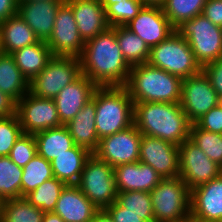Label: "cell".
<instances>
[{
    "label": "cell",
    "mask_w": 222,
    "mask_h": 222,
    "mask_svg": "<svg viewBox=\"0 0 222 222\" xmlns=\"http://www.w3.org/2000/svg\"><path fill=\"white\" fill-rule=\"evenodd\" d=\"M81 74L98 87L125 86L131 66L116 40L115 27L87 40L79 57Z\"/></svg>",
    "instance_id": "6da1fadb"
},
{
    "label": "cell",
    "mask_w": 222,
    "mask_h": 222,
    "mask_svg": "<svg viewBox=\"0 0 222 222\" xmlns=\"http://www.w3.org/2000/svg\"><path fill=\"white\" fill-rule=\"evenodd\" d=\"M134 125L149 135L180 146L189 139L191 123L180 103H134Z\"/></svg>",
    "instance_id": "7a4b0ae2"
},
{
    "label": "cell",
    "mask_w": 222,
    "mask_h": 222,
    "mask_svg": "<svg viewBox=\"0 0 222 222\" xmlns=\"http://www.w3.org/2000/svg\"><path fill=\"white\" fill-rule=\"evenodd\" d=\"M133 103H180L182 79L149 63L131 66L124 86Z\"/></svg>",
    "instance_id": "3957f363"
},
{
    "label": "cell",
    "mask_w": 222,
    "mask_h": 222,
    "mask_svg": "<svg viewBox=\"0 0 222 222\" xmlns=\"http://www.w3.org/2000/svg\"><path fill=\"white\" fill-rule=\"evenodd\" d=\"M95 125L99 140L134 124V103L124 86L95 90Z\"/></svg>",
    "instance_id": "277c9868"
},
{
    "label": "cell",
    "mask_w": 222,
    "mask_h": 222,
    "mask_svg": "<svg viewBox=\"0 0 222 222\" xmlns=\"http://www.w3.org/2000/svg\"><path fill=\"white\" fill-rule=\"evenodd\" d=\"M155 222H190L191 191L180 178H164L150 191Z\"/></svg>",
    "instance_id": "5b68a950"
},
{
    "label": "cell",
    "mask_w": 222,
    "mask_h": 222,
    "mask_svg": "<svg viewBox=\"0 0 222 222\" xmlns=\"http://www.w3.org/2000/svg\"><path fill=\"white\" fill-rule=\"evenodd\" d=\"M148 63L181 79L197 75L202 70L188 41L176 30L151 48Z\"/></svg>",
    "instance_id": "8992f818"
},
{
    "label": "cell",
    "mask_w": 222,
    "mask_h": 222,
    "mask_svg": "<svg viewBox=\"0 0 222 222\" xmlns=\"http://www.w3.org/2000/svg\"><path fill=\"white\" fill-rule=\"evenodd\" d=\"M175 30L188 41L201 67L222 58L221 27L213 24L203 14L183 21Z\"/></svg>",
    "instance_id": "52a82bcc"
},
{
    "label": "cell",
    "mask_w": 222,
    "mask_h": 222,
    "mask_svg": "<svg viewBox=\"0 0 222 222\" xmlns=\"http://www.w3.org/2000/svg\"><path fill=\"white\" fill-rule=\"evenodd\" d=\"M77 186L99 210H105L117 200L114 167L94 153L85 161Z\"/></svg>",
    "instance_id": "ba28073f"
},
{
    "label": "cell",
    "mask_w": 222,
    "mask_h": 222,
    "mask_svg": "<svg viewBox=\"0 0 222 222\" xmlns=\"http://www.w3.org/2000/svg\"><path fill=\"white\" fill-rule=\"evenodd\" d=\"M80 75L79 58L53 56L46 67L29 82V92L37 97L54 99Z\"/></svg>",
    "instance_id": "9c48e42d"
},
{
    "label": "cell",
    "mask_w": 222,
    "mask_h": 222,
    "mask_svg": "<svg viewBox=\"0 0 222 222\" xmlns=\"http://www.w3.org/2000/svg\"><path fill=\"white\" fill-rule=\"evenodd\" d=\"M222 174V167L212 161L190 139L179 146V177L189 190L205 184Z\"/></svg>",
    "instance_id": "30bf717a"
},
{
    "label": "cell",
    "mask_w": 222,
    "mask_h": 222,
    "mask_svg": "<svg viewBox=\"0 0 222 222\" xmlns=\"http://www.w3.org/2000/svg\"><path fill=\"white\" fill-rule=\"evenodd\" d=\"M16 114L23 133L34 135L63 125L54 99L37 97L30 92L17 102Z\"/></svg>",
    "instance_id": "8fae6325"
},
{
    "label": "cell",
    "mask_w": 222,
    "mask_h": 222,
    "mask_svg": "<svg viewBox=\"0 0 222 222\" xmlns=\"http://www.w3.org/2000/svg\"><path fill=\"white\" fill-rule=\"evenodd\" d=\"M142 133L133 124L129 128L99 140L94 154L112 167L139 161Z\"/></svg>",
    "instance_id": "7c38bea8"
},
{
    "label": "cell",
    "mask_w": 222,
    "mask_h": 222,
    "mask_svg": "<svg viewBox=\"0 0 222 222\" xmlns=\"http://www.w3.org/2000/svg\"><path fill=\"white\" fill-rule=\"evenodd\" d=\"M218 100L219 95L202 71L182 79L180 105L191 124L216 107Z\"/></svg>",
    "instance_id": "4fadbf2b"
},
{
    "label": "cell",
    "mask_w": 222,
    "mask_h": 222,
    "mask_svg": "<svg viewBox=\"0 0 222 222\" xmlns=\"http://www.w3.org/2000/svg\"><path fill=\"white\" fill-rule=\"evenodd\" d=\"M46 43L53 56H81L85 42L79 35L72 7L66 1L58 9L53 33Z\"/></svg>",
    "instance_id": "5bb4252c"
},
{
    "label": "cell",
    "mask_w": 222,
    "mask_h": 222,
    "mask_svg": "<svg viewBox=\"0 0 222 222\" xmlns=\"http://www.w3.org/2000/svg\"><path fill=\"white\" fill-rule=\"evenodd\" d=\"M139 161L150 165L163 179L179 177V146L170 142L142 134Z\"/></svg>",
    "instance_id": "9a60e30c"
},
{
    "label": "cell",
    "mask_w": 222,
    "mask_h": 222,
    "mask_svg": "<svg viewBox=\"0 0 222 222\" xmlns=\"http://www.w3.org/2000/svg\"><path fill=\"white\" fill-rule=\"evenodd\" d=\"M190 222H222V174L191 190Z\"/></svg>",
    "instance_id": "2e32d148"
},
{
    "label": "cell",
    "mask_w": 222,
    "mask_h": 222,
    "mask_svg": "<svg viewBox=\"0 0 222 222\" xmlns=\"http://www.w3.org/2000/svg\"><path fill=\"white\" fill-rule=\"evenodd\" d=\"M125 27L139 36L150 49L175 31L161 6L151 5H145Z\"/></svg>",
    "instance_id": "e0dca14e"
},
{
    "label": "cell",
    "mask_w": 222,
    "mask_h": 222,
    "mask_svg": "<svg viewBox=\"0 0 222 222\" xmlns=\"http://www.w3.org/2000/svg\"><path fill=\"white\" fill-rule=\"evenodd\" d=\"M65 1H19L17 14L34 31L40 41L47 42L53 33L58 9Z\"/></svg>",
    "instance_id": "ac0fdd59"
},
{
    "label": "cell",
    "mask_w": 222,
    "mask_h": 222,
    "mask_svg": "<svg viewBox=\"0 0 222 222\" xmlns=\"http://www.w3.org/2000/svg\"><path fill=\"white\" fill-rule=\"evenodd\" d=\"M98 86L81 74L54 98L60 122L66 125L92 99Z\"/></svg>",
    "instance_id": "d6986e66"
},
{
    "label": "cell",
    "mask_w": 222,
    "mask_h": 222,
    "mask_svg": "<svg viewBox=\"0 0 222 222\" xmlns=\"http://www.w3.org/2000/svg\"><path fill=\"white\" fill-rule=\"evenodd\" d=\"M117 192H150L162 179L150 165L140 161L114 167Z\"/></svg>",
    "instance_id": "ffe728a7"
},
{
    "label": "cell",
    "mask_w": 222,
    "mask_h": 222,
    "mask_svg": "<svg viewBox=\"0 0 222 222\" xmlns=\"http://www.w3.org/2000/svg\"><path fill=\"white\" fill-rule=\"evenodd\" d=\"M66 2L72 7L79 35L84 42L109 28L101 0H67Z\"/></svg>",
    "instance_id": "44dd1931"
},
{
    "label": "cell",
    "mask_w": 222,
    "mask_h": 222,
    "mask_svg": "<svg viewBox=\"0 0 222 222\" xmlns=\"http://www.w3.org/2000/svg\"><path fill=\"white\" fill-rule=\"evenodd\" d=\"M98 211L77 185H66L53 212L65 222H91Z\"/></svg>",
    "instance_id": "7402d4cb"
},
{
    "label": "cell",
    "mask_w": 222,
    "mask_h": 222,
    "mask_svg": "<svg viewBox=\"0 0 222 222\" xmlns=\"http://www.w3.org/2000/svg\"><path fill=\"white\" fill-rule=\"evenodd\" d=\"M95 92L92 99L67 124L75 145L94 153L99 144L95 125Z\"/></svg>",
    "instance_id": "603a6c76"
},
{
    "label": "cell",
    "mask_w": 222,
    "mask_h": 222,
    "mask_svg": "<svg viewBox=\"0 0 222 222\" xmlns=\"http://www.w3.org/2000/svg\"><path fill=\"white\" fill-rule=\"evenodd\" d=\"M90 155L91 152L87 149L74 145L51 161L54 177L66 185H77L85 161Z\"/></svg>",
    "instance_id": "cb8c5ba5"
},
{
    "label": "cell",
    "mask_w": 222,
    "mask_h": 222,
    "mask_svg": "<svg viewBox=\"0 0 222 222\" xmlns=\"http://www.w3.org/2000/svg\"><path fill=\"white\" fill-rule=\"evenodd\" d=\"M0 37L2 51L10 54L40 41L18 14L0 23Z\"/></svg>",
    "instance_id": "d4e9b609"
},
{
    "label": "cell",
    "mask_w": 222,
    "mask_h": 222,
    "mask_svg": "<svg viewBox=\"0 0 222 222\" xmlns=\"http://www.w3.org/2000/svg\"><path fill=\"white\" fill-rule=\"evenodd\" d=\"M12 56L29 82L46 67L48 61L53 57L45 41L23 47L13 52Z\"/></svg>",
    "instance_id": "484cf974"
},
{
    "label": "cell",
    "mask_w": 222,
    "mask_h": 222,
    "mask_svg": "<svg viewBox=\"0 0 222 222\" xmlns=\"http://www.w3.org/2000/svg\"><path fill=\"white\" fill-rule=\"evenodd\" d=\"M34 137L37 154L49 162L75 145L66 125L40 131Z\"/></svg>",
    "instance_id": "4316f807"
},
{
    "label": "cell",
    "mask_w": 222,
    "mask_h": 222,
    "mask_svg": "<svg viewBox=\"0 0 222 222\" xmlns=\"http://www.w3.org/2000/svg\"><path fill=\"white\" fill-rule=\"evenodd\" d=\"M0 90L16 102L29 92V81L20 71L10 53L0 54Z\"/></svg>",
    "instance_id": "83f0119b"
},
{
    "label": "cell",
    "mask_w": 222,
    "mask_h": 222,
    "mask_svg": "<svg viewBox=\"0 0 222 222\" xmlns=\"http://www.w3.org/2000/svg\"><path fill=\"white\" fill-rule=\"evenodd\" d=\"M115 35L122 55L130 66L148 63L151 49L139 36L125 26L115 27Z\"/></svg>",
    "instance_id": "f1b7e54d"
},
{
    "label": "cell",
    "mask_w": 222,
    "mask_h": 222,
    "mask_svg": "<svg viewBox=\"0 0 222 222\" xmlns=\"http://www.w3.org/2000/svg\"><path fill=\"white\" fill-rule=\"evenodd\" d=\"M43 215L25 197L0 202V222H42Z\"/></svg>",
    "instance_id": "f546056e"
},
{
    "label": "cell",
    "mask_w": 222,
    "mask_h": 222,
    "mask_svg": "<svg viewBox=\"0 0 222 222\" xmlns=\"http://www.w3.org/2000/svg\"><path fill=\"white\" fill-rule=\"evenodd\" d=\"M22 169L21 197H25L44 181L54 177L51 162L38 154H36Z\"/></svg>",
    "instance_id": "4dcf8cb0"
},
{
    "label": "cell",
    "mask_w": 222,
    "mask_h": 222,
    "mask_svg": "<svg viewBox=\"0 0 222 222\" xmlns=\"http://www.w3.org/2000/svg\"><path fill=\"white\" fill-rule=\"evenodd\" d=\"M22 167L9 156L0 157V202L21 198Z\"/></svg>",
    "instance_id": "1f68e13d"
},
{
    "label": "cell",
    "mask_w": 222,
    "mask_h": 222,
    "mask_svg": "<svg viewBox=\"0 0 222 222\" xmlns=\"http://www.w3.org/2000/svg\"><path fill=\"white\" fill-rule=\"evenodd\" d=\"M65 186L66 184L62 181L53 177L44 181L35 190L28 193L25 198L30 204L39 208L44 213L53 212Z\"/></svg>",
    "instance_id": "d6a6232c"
},
{
    "label": "cell",
    "mask_w": 222,
    "mask_h": 222,
    "mask_svg": "<svg viewBox=\"0 0 222 222\" xmlns=\"http://www.w3.org/2000/svg\"><path fill=\"white\" fill-rule=\"evenodd\" d=\"M207 0H165L161 5L170 24L176 28L185 20L202 14Z\"/></svg>",
    "instance_id": "836d02e7"
},
{
    "label": "cell",
    "mask_w": 222,
    "mask_h": 222,
    "mask_svg": "<svg viewBox=\"0 0 222 222\" xmlns=\"http://www.w3.org/2000/svg\"><path fill=\"white\" fill-rule=\"evenodd\" d=\"M109 27L125 26L133 20L145 4L141 0H121L115 4H102Z\"/></svg>",
    "instance_id": "e575fe53"
},
{
    "label": "cell",
    "mask_w": 222,
    "mask_h": 222,
    "mask_svg": "<svg viewBox=\"0 0 222 222\" xmlns=\"http://www.w3.org/2000/svg\"><path fill=\"white\" fill-rule=\"evenodd\" d=\"M189 139L222 167V134L209 132L191 124Z\"/></svg>",
    "instance_id": "d590c367"
},
{
    "label": "cell",
    "mask_w": 222,
    "mask_h": 222,
    "mask_svg": "<svg viewBox=\"0 0 222 222\" xmlns=\"http://www.w3.org/2000/svg\"><path fill=\"white\" fill-rule=\"evenodd\" d=\"M127 212L138 215H154L150 192H117V200Z\"/></svg>",
    "instance_id": "8d00e7d4"
},
{
    "label": "cell",
    "mask_w": 222,
    "mask_h": 222,
    "mask_svg": "<svg viewBox=\"0 0 222 222\" xmlns=\"http://www.w3.org/2000/svg\"><path fill=\"white\" fill-rule=\"evenodd\" d=\"M23 133L17 114L0 118V157L9 156L11 148Z\"/></svg>",
    "instance_id": "74e56055"
},
{
    "label": "cell",
    "mask_w": 222,
    "mask_h": 222,
    "mask_svg": "<svg viewBox=\"0 0 222 222\" xmlns=\"http://www.w3.org/2000/svg\"><path fill=\"white\" fill-rule=\"evenodd\" d=\"M37 154L36 140L33 134L22 133L9 154L10 159L19 167H24Z\"/></svg>",
    "instance_id": "f35d334b"
},
{
    "label": "cell",
    "mask_w": 222,
    "mask_h": 222,
    "mask_svg": "<svg viewBox=\"0 0 222 222\" xmlns=\"http://www.w3.org/2000/svg\"><path fill=\"white\" fill-rule=\"evenodd\" d=\"M105 211L114 222H155L154 215H138L126 211L117 201L108 206Z\"/></svg>",
    "instance_id": "ab89813d"
},
{
    "label": "cell",
    "mask_w": 222,
    "mask_h": 222,
    "mask_svg": "<svg viewBox=\"0 0 222 222\" xmlns=\"http://www.w3.org/2000/svg\"><path fill=\"white\" fill-rule=\"evenodd\" d=\"M198 128L222 134V107L217 105L194 123Z\"/></svg>",
    "instance_id": "60d3db41"
},
{
    "label": "cell",
    "mask_w": 222,
    "mask_h": 222,
    "mask_svg": "<svg viewBox=\"0 0 222 222\" xmlns=\"http://www.w3.org/2000/svg\"><path fill=\"white\" fill-rule=\"evenodd\" d=\"M218 95L222 94V58L207 63L201 70Z\"/></svg>",
    "instance_id": "b9f144b4"
},
{
    "label": "cell",
    "mask_w": 222,
    "mask_h": 222,
    "mask_svg": "<svg viewBox=\"0 0 222 222\" xmlns=\"http://www.w3.org/2000/svg\"><path fill=\"white\" fill-rule=\"evenodd\" d=\"M202 14L216 26H222V0H207Z\"/></svg>",
    "instance_id": "7bdbcfd3"
},
{
    "label": "cell",
    "mask_w": 222,
    "mask_h": 222,
    "mask_svg": "<svg viewBox=\"0 0 222 222\" xmlns=\"http://www.w3.org/2000/svg\"><path fill=\"white\" fill-rule=\"evenodd\" d=\"M17 102L0 90V118H8L16 114Z\"/></svg>",
    "instance_id": "ee69618b"
},
{
    "label": "cell",
    "mask_w": 222,
    "mask_h": 222,
    "mask_svg": "<svg viewBox=\"0 0 222 222\" xmlns=\"http://www.w3.org/2000/svg\"><path fill=\"white\" fill-rule=\"evenodd\" d=\"M19 0H0V23L17 15Z\"/></svg>",
    "instance_id": "f6af8a7d"
},
{
    "label": "cell",
    "mask_w": 222,
    "mask_h": 222,
    "mask_svg": "<svg viewBox=\"0 0 222 222\" xmlns=\"http://www.w3.org/2000/svg\"><path fill=\"white\" fill-rule=\"evenodd\" d=\"M91 222H114L105 210H99Z\"/></svg>",
    "instance_id": "bcb514c9"
},
{
    "label": "cell",
    "mask_w": 222,
    "mask_h": 222,
    "mask_svg": "<svg viewBox=\"0 0 222 222\" xmlns=\"http://www.w3.org/2000/svg\"><path fill=\"white\" fill-rule=\"evenodd\" d=\"M42 222H65L58 214L54 212H46L43 215Z\"/></svg>",
    "instance_id": "7dc6e473"
},
{
    "label": "cell",
    "mask_w": 222,
    "mask_h": 222,
    "mask_svg": "<svg viewBox=\"0 0 222 222\" xmlns=\"http://www.w3.org/2000/svg\"><path fill=\"white\" fill-rule=\"evenodd\" d=\"M145 5L161 6L165 0H141Z\"/></svg>",
    "instance_id": "c3c4849f"
},
{
    "label": "cell",
    "mask_w": 222,
    "mask_h": 222,
    "mask_svg": "<svg viewBox=\"0 0 222 222\" xmlns=\"http://www.w3.org/2000/svg\"><path fill=\"white\" fill-rule=\"evenodd\" d=\"M121 0H101L102 4H115Z\"/></svg>",
    "instance_id": "681fc988"
},
{
    "label": "cell",
    "mask_w": 222,
    "mask_h": 222,
    "mask_svg": "<svg viewBox=\"0 0 222 222\" xmlns=\"http://www.w3.org/2000/svg\"><path fill=\"white\" fill-rule=\"evenodd\" d=\"M218 105L222 107V94L219 95Z\"/></svg>",
    "instance_id": "f907efd6"
},
{
    "label": "cell",
    "mask_w": 222,
    "mask_h": 222,
    "mask_svg": "<svg viewBox=\"0 0 222 222\" xmlns=\"http://www.w3.org/2000/svg\"><path fill=\"white\" fill-rule=\"evenodd\" d=\"M2 46H1V37H0V54L2 53Z\"/></svg>",
    "instance_id": "816d5d0a"
},
{
    "label": "cell",
    "mask_w": 222,
    "mask_h": 222,
    "mask_svg": "<svg viewBox=\"0 0 222 222\" xmlns=\"http://www.w3.org/2000/svg\"><path fill=\"white\" fill-rule=\"evenodd\" d=\"M19 1H38V0H19Z\"/></svg>",
    "instance_id": "f5cc1de1"
}]
</instances>
